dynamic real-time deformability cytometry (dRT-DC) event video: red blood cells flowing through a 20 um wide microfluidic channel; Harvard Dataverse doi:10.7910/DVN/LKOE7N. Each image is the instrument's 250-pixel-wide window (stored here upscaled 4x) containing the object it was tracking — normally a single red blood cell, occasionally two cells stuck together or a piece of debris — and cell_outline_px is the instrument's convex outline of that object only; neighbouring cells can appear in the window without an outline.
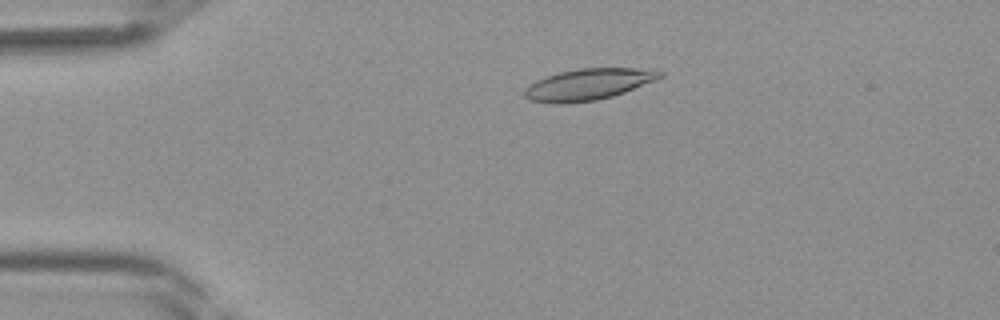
{"species": "Egyptian fruit bat (a non-hibernating species)", "species_latin": "Rousettus aegyptiacus", "temperature_condition": "room temperature", "stored_images_in_passage": 39, "camera_frame_rate_fps": 3000, "um_per_image_px": 0.085, "frame": {"image": 1, "passage_image": 6, "time_ms": 1.667, "image_size_px": [1000, 320], "cell_outline_px": [[664, 76], [656, 80], [624, 92], [612, 96], [596, 100], [560, 104], [556, 104], [532, 100], [524, 96], [524, 88], [536, 80], [560, 72], [580, 68], [656, 68], [664, 72]], "centroid_in_image_um": [50.07, 7.15], "position_along_channel_um": 34.9, "area_um2": 24.8}}
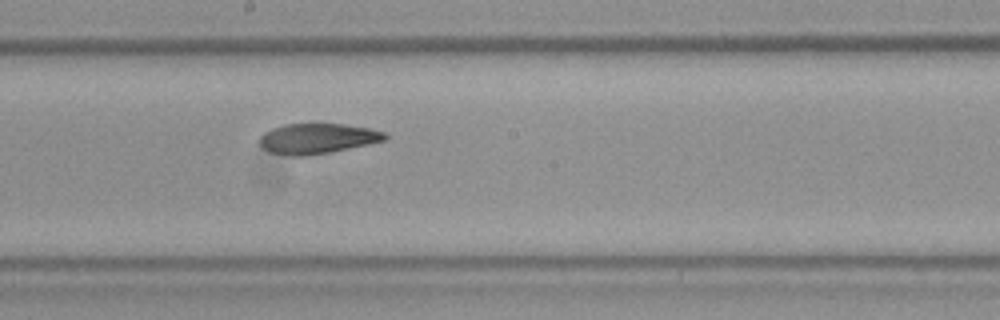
{"frame": {"image": 2, "passage_image": 20, "time_ms": 6.333, "image_size_px": [1000, 320], "cell_outline_px": [[388, 136], [384, 140], [368, 144], [328, 152], [304, 156], [288, 156], [268, 152], [260, 148], [260, 136], [264, 132], [272, 128], [284, 124], [344, 124], [368, 128], [384, 132]], "centroid_in_image_um": [26.9, 11.78], "position_along_channel_um": 221.3, "area_um2": 22.02}}
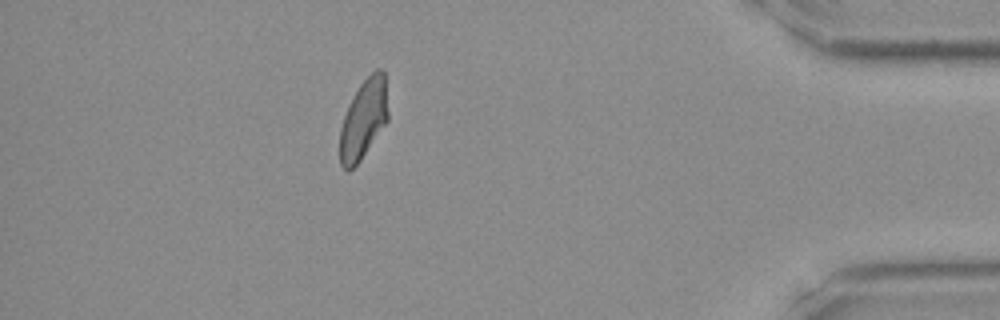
{"frame": {"image": 3, "passage_image": 34, "time_ms": 11.0, "image_size_px": [1000, 320], "cell_outline_px": [[388, 120], [360, 160], [348, 172], [340, 164], [340, 128], [344, 116], [360, 84], [376, 68], [380, 68], [384, 72], [388, 112]], "centroid_in_image_um": [30.91, 10.13], "position_along_channel_um": 404.3, "area_um2": 21.91}}